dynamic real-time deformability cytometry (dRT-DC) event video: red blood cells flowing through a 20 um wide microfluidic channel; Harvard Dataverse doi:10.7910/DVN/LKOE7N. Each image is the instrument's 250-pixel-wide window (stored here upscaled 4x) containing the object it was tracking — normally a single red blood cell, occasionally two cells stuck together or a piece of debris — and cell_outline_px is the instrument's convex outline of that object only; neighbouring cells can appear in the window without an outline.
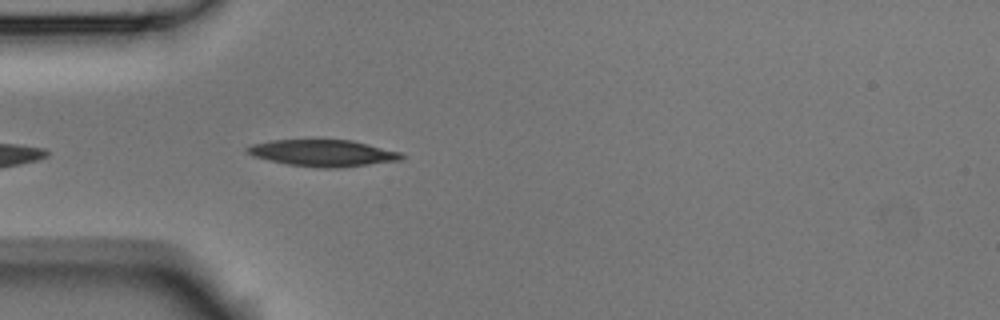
{"species": "Egyptian fruit bat (a non-hibernating species)", "species_latin": "Rousettus aegyptiacus", "temperature_condition": "room temperature", "stored_images_in_passage": 4, "camera_frame_rate_fps": 3000, "um_per_image_px": 0.085, "animal": {"sex": "male"}, "frame": {"image": 1, "passage_image": 4, "time_ms": 1.0, "image_size_px": [1000, 320], "cell_outline_px": [[404, 156], [400, 160], [336, 168], [324, 168], [288, 164], [268, 160], [252, 156], [244, 148], [252, 144], [272, 140], [352, 140], [400, 152]], "centroid_in_image_um": [27.41, 13.0], "position_along_channel_um": 57.6, "area_um2": 23.64}}